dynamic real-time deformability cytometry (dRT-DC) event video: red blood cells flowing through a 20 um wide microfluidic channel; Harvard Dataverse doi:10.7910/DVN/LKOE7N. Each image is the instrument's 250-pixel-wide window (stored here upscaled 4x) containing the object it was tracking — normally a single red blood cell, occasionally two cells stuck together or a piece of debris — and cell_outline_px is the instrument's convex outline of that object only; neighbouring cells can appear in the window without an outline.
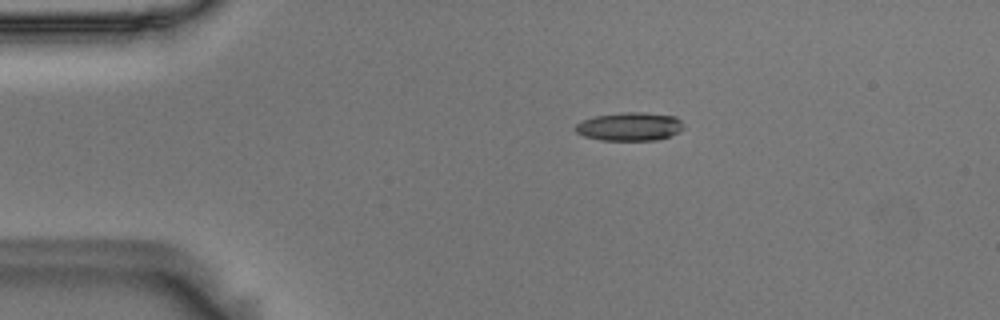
{"species": "Egyptian fruit bat (a non-hibernating species)", "species_latin": "Rousettus aegyptiacus", "temperature_condition": "room temperature", "stored_images_in_passage": 45, "camera_frame_rate_fps": 3000, "um_per_image_px": 0.085, "animal": {"sex": "male"}, "frame": {"image": 1, "passage_image": 1, "time_ms": 0.0, "image_size_px": [1000, 320], "cell_outline_px": [[684, 128], [680, 132], [656, 140], [600, 140], [584, 136], [576, 132], [572, 128], [576, 124], [584, 120], [596, 116], [624, 112], [644, 112], [676, 116], [684, 124]], "centroid_in_image_um": [53.53, 10.75], "position_along_channel_um": 31.5, "area_um2": 17.98}}
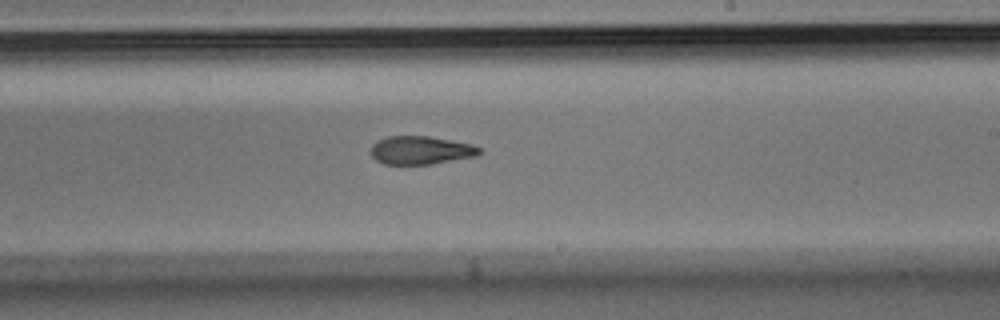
{"frame": {"image": 2, "passage_image": 23, "time_ms": 7.333, "image_size_px": [1000, 320], "cell_outline_px": [[484, 152], [476, 156], [432, 164], [384, 164], [376, 160], [372, 156], [372, 144], [388, 136], [428, 136], [452, 140], [472, 144], [480, 148]], "centroid_in_image_um": [35.81, 12.77], "position_along_channel_um": 253.2, "area_um2": 17.86}}
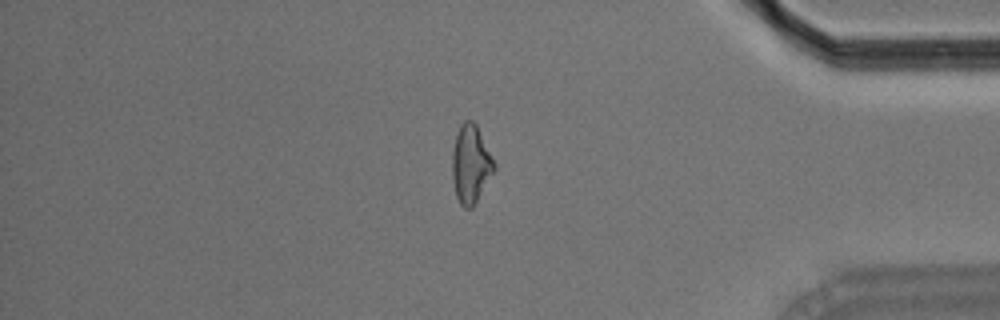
{"frame": {"image": 3, "passage_image": 37, "time_ms": 12.0, "image_size_px": [1000, 320], "cell_outline_px": [[496, 168], [472, 208], [464, 208], [460, 204], [456, 196], [452, 180], [452, 152], [456, 136], [460, 124], [464, 120], [472, 120], [476, 124], [496, 164]], "centroid_in_image_um": [40.0, 13.95], "position_along_channel_um": 395.2, "area_um2": 19.07}, "authors_computed_cell_mechanics": {"area_um2": 18.6694, "velocity_mm_per_s": 3.6489, "shape_relaxation_time_tau1_ms": 10.9042, "shape_relaxation_time_tau2_ms": 5.6749, "deformation_change_tau1": 0.2621, "deformation_change_tau2": 0.1445}}